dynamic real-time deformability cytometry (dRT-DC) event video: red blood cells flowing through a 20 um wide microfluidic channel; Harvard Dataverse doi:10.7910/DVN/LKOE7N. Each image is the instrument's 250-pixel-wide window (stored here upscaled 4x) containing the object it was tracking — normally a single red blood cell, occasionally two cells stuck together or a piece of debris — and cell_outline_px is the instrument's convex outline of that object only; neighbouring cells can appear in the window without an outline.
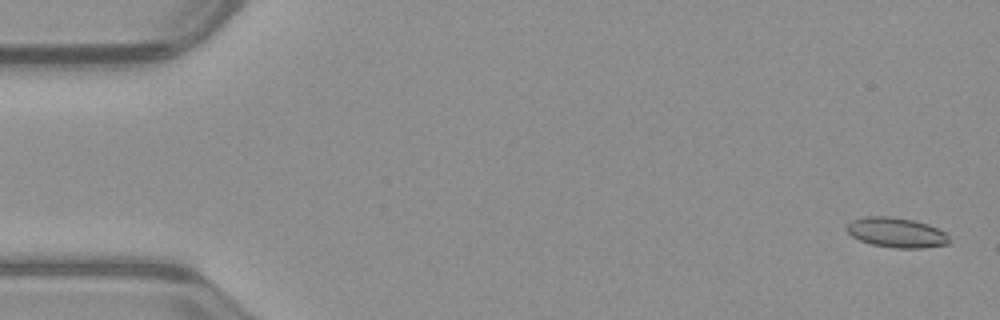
{"species": "common noctule bat (a hibernating species)", "species_latin": "Nyctalus noctula", "temperature_condition": "warm", "stored_images_in_passage": 53, "camera_frame_rate_fps": 3000, "um_per_image_px": 0.085, "animal": {"sex": "male", "body_mass_g": 23.1, "forearm_length_mm": 52.7}, "frame": {"image": 1, "passage_image": 2, "time_ms": 0.333, "image_size_px": [1000, 320], "cell_outline_px": [[948, 244], [920, 248], [896, 248], [872, 244], [860, 240], [852, 236], [844, 228], [852, 220], [868, 216], [888, 216], [912, 220], [928, 224], [944, 232], [948, 236]], "centroid_in_image_um": [76.16, 19.76], "position_along_channel_um": 8.8, "area_um2": 17.63}}
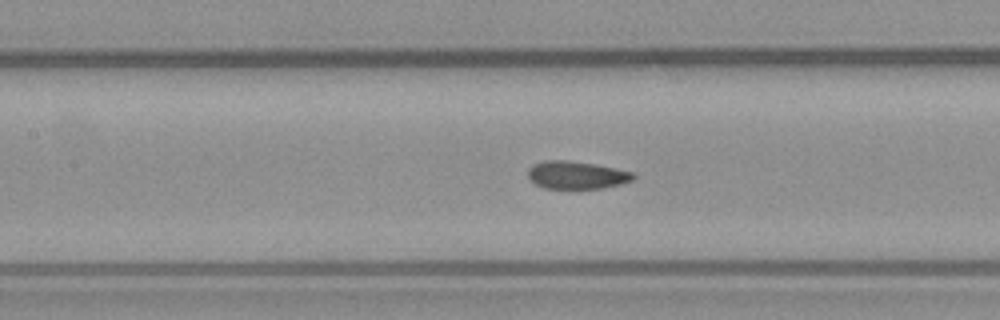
{"frame": {"image": 2, "passage_image": 24, "time_ms": 7.667, "image_size_px": [1000, 320], "cell_outline_px": [[636, 176], [632, 180], [620, 184], [604, 188], [544, 188], [536, 184], [528, 176], [528, 168], [532, 164], [544, 160], [568, 160], [596, 164], [632, 172]], "centroid_in_image_um": [48.99, 14.87], "position_along_channel_um": 158.4, "area_um2": 16.99}}
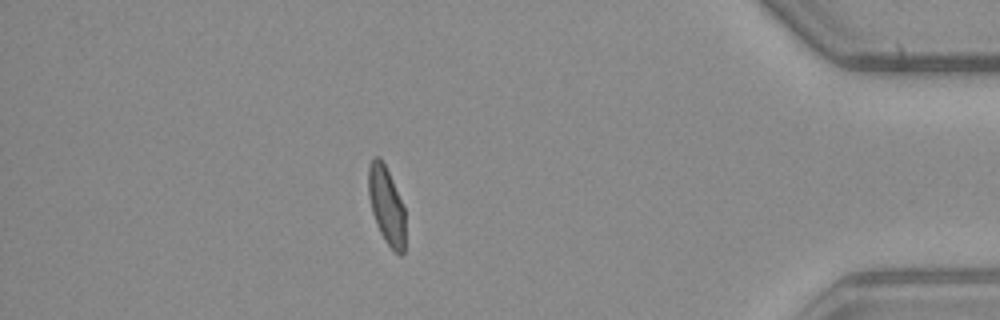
{"frame": {"image": 3, "passage_image": 46, "time_ms": 15.0, "image_size_px": [1000, 320], "cell_outline_px": [[404, 252], [400, 256], [384, 240], [376, 224], [372, 212], [368, 196], [368, 168], [372, 156], [380, 156], [392, 180], [404, 208]], "centroid_in_image_um": [32.82, 17.43], "position_along_channel_um": 402.4, "area_um2": 16.53}, "authors_computed_cell_mechanics": {"area_um2": 17.3978, "velocity_mm_per_s": 3.9693, "shape_relaxation_time_tau1_ms": 4.7641, "shape_relaxation_time_tau2_ms": 0.7737, "deformation_change_tau1": 0.1041, "deformation_change_tau2": 0.0568}}